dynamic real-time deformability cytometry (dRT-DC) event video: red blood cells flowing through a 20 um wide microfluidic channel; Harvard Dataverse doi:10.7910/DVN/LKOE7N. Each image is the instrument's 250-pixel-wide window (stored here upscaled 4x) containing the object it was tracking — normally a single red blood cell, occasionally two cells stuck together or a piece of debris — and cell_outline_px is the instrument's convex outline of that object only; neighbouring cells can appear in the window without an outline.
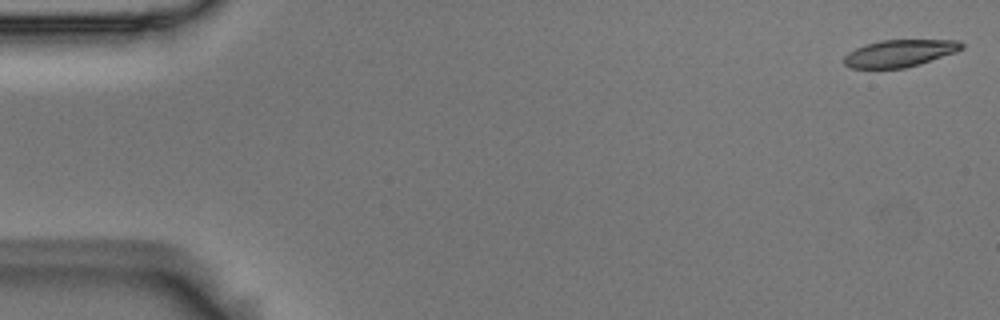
{"species": "Egyptian fruit bat (a non-hibernating species)", "species_latin": "Rousettus aegyptiacus", "temperature_condition": "room temperature", "stored_images_in_passage": 6, "segment_of_instrument_passage": [1, 2], "camera_frame_rate_fps": 3000, "um_per_image_px": 0.085, "animal": {"sex": "male"}, "frame": {"image": 1, "passage_image": 1, "time_ms": 0.0, "image_size_px": [1000, 320], "cell_outline_px": [[964, 48], [956, 52], [920, 64], [904, 68], [848, 68], [844, 64], [844, 56], [848, 52], [864, 44], [880, 40], [960, 40], [964, 44]], "centroid_in_image_um": [76.47, 4.52], "position_along_channel_um": 8.5, "area_um2": 18.73}}